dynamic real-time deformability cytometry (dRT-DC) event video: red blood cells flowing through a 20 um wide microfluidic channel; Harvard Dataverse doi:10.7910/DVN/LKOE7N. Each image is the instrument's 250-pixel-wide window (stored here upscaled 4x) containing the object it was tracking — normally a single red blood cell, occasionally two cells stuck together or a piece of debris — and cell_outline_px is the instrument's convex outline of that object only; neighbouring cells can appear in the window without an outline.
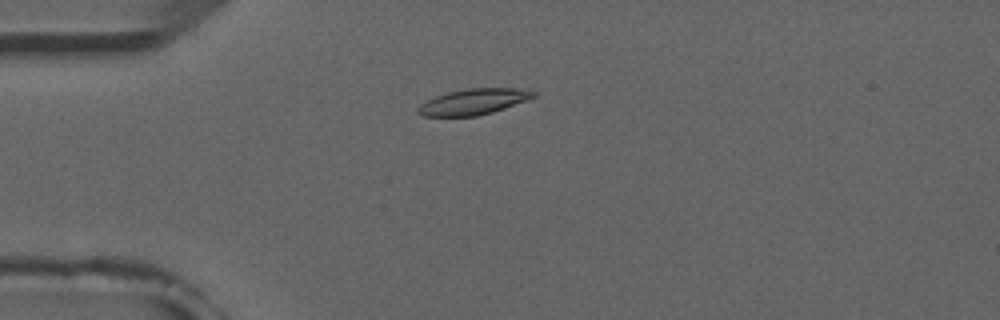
{"species": "common noctule bat (a hibernating species)", "species_latin": "Nyctalus noctula", "temperature_condition": "room temperature", "stored_images_in_passage": 6, "camera_frame_rate_fps": 3000, "um_per_image_px": 0.085, "animal": {"sex": "male", "forearm_length_mm": 52.5}, "frame": {"image": 1, "passage_image": 2, "time_ms": 1.333, "image_size_px": [1000, 320], "cell_outline_px": [[540, 92], [536, 96], [504, 108], [492, 112], [476, 116], [424, 116], [416, 112], [416, 108], [420, 104], [436, 96], [448, 92], [468, 88], [520, 88]], "centroid_in_image_um": [40.26, 8.64], "position_along_channel_um": 44.7, "area_um2": 17.34}}
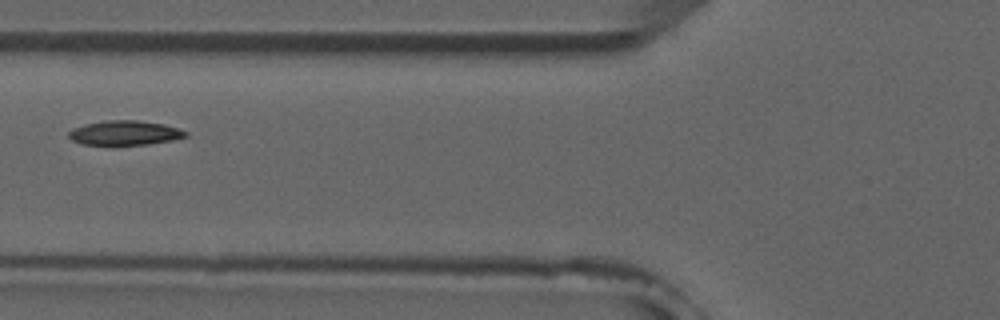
{"frame": {"image": 2, "passage_image": 4, "time_ms": 3.667, "image_size_px": [1000, 320], "cell_outline_px": [[188, 136], [172, 140], [148, 144], [116, 148], [112, 148], [84, 144], [72, 140], [68, 136], [68, 132], [72, 128], [84, 124], [108, 120], [140, 120], [164, 124], [188, 132]], "centroid_in_image_um": [10.56, 11.34], "position_along_channel_um": 115.2, "area_um2": 17.51}}
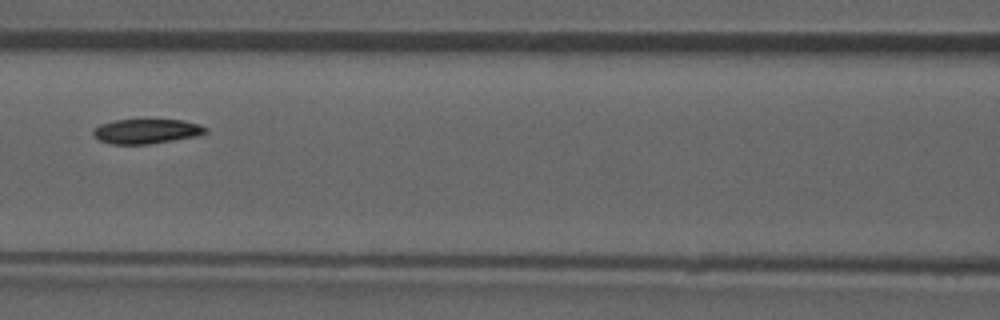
{"frame": {"image": 3, "passage_image": 5, "time_ms": 4.667, "image_size_px": [1000, 320], "cell_outline_px": [[208, 132], [196, 136], [148, 144], [112, 144], [100, 140], [92, 136], [92, 128], [100, 124], [116, 120], [184, 120], [200, 124], [208, 128]], "centroid_in_image_um": [12.43, 11.15], "position_along_channel_um": 154.2, "area_um2": 16.18}}